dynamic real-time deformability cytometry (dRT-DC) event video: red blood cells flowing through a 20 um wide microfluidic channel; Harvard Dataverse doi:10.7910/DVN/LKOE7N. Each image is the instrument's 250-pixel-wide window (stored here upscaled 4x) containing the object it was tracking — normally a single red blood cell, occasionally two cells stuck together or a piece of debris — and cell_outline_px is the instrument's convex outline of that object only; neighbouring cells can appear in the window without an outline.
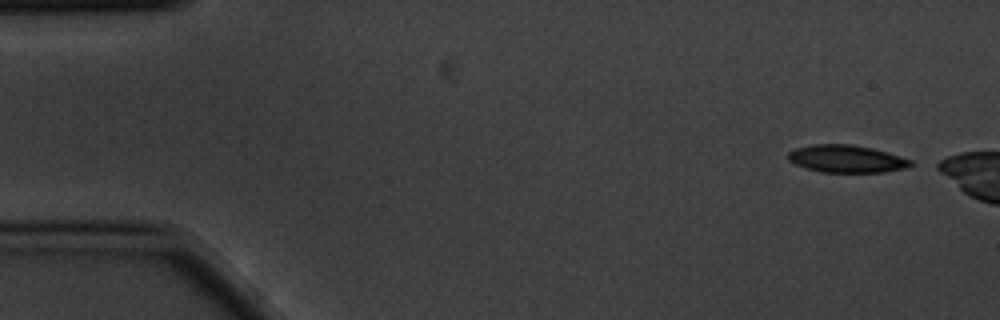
{"species": "common noctule bat (a hibernating species)", "species_latin": "Nyctalus noctula", "temperature_condition": "cold", "stored_images_in_passage": 4, "camera_frame_rate_fps": 3000, "um_per_image_px": 0.085, "animal": {"sex": "male", "body_mass_g": 20.1, "forearm_length_mm": 53.5}, "frame": {"image": 1, "passage_image": 1, "time_ms": 0.0, "image_size_px": [1000, 320], "cell_outline_px": [[912, 164], [904, 168], [884, 172], [820, 172], [804, 168], [788, 160], [788, 152], [796, 148], [812, 144], [848, 144], [872, 148], [888, 152], [912, 160]], "centroid_in_image_um": [71.92, 13.5], "position_along_channel_um": 13.1, "area_um2": 19.59}}